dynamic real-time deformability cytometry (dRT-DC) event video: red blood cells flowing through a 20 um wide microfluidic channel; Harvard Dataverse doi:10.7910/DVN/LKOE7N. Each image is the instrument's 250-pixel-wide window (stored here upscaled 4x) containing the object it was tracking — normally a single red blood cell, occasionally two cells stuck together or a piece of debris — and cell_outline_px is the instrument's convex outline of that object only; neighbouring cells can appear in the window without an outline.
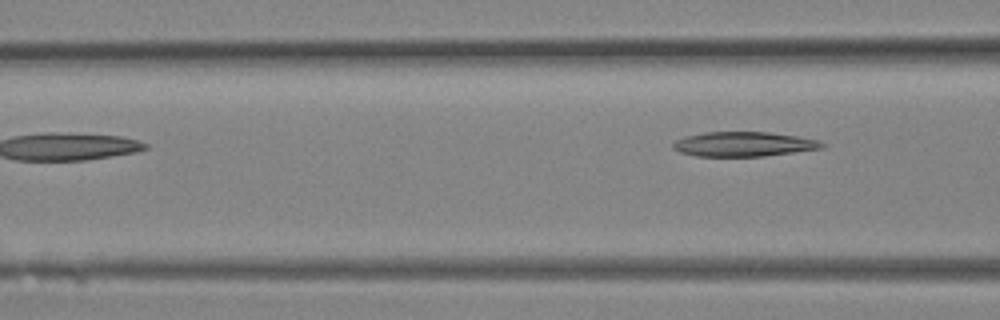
{"species": "Egyptian fruit bat (a non-hibernating species)", "species_latin": "Rousettus aegyptiacus", "temperature_condition": "room temperature", "stored_images_in_passage": 11, "segment_of_instrument_passage": [2, 2], "camera_frame_rate_fps": 3000, "um_per_image_px": 0.085, "animal": {"sex": "female"}, "frame": {"image": 1, "passage_image": 11, "time_ms": 3.333, "image_size_px": [1000, 320], "cell_outline_px": [[824, 148], [764, 156], [696, 156], [680, 152], [672, 148], [672, 144], [676, 140], [684, 136], [704, 132], [768, 132], [796, 136], [820, 140], [824, 144]], "centroid_in_image_um": [63.2, 12.25], "position_along_channel_um": 103.4, "area_um2": 21.39}}